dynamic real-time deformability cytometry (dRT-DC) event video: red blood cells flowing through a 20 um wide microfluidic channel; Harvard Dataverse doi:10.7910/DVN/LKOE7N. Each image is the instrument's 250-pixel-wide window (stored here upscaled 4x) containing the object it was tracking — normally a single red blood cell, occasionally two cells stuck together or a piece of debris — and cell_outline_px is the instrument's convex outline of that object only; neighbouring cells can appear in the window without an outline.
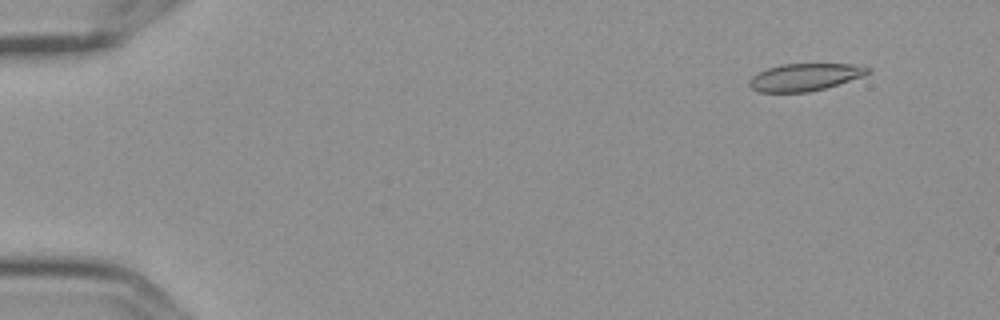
{"species": "Egyptian fruit bat (a non-hibernating species)", "species_latin": "Rousettus aegyptiacus", "temperature_condition": "cold", "stored_images_in_passage": 7, "camera_frame_rate_fps": 3000, "um_per_image_px": 0.085, "frame": {"image": 1, "passage_image": 2, "time_ms": 0.333, "image_size_px": [1000, 320], "cell_outline_px": [[872, 72], [864, 76], [824, 88], [808, 92], [760, 92], [752, 88], [748, 84], [748, 80], [756, 72], [780, 64], [852, 64], [872, 68]], "centroid_in_image_um": [68.41, 6.55], "position_along_channel_um": 16.6, "area_um2": 18.96}}
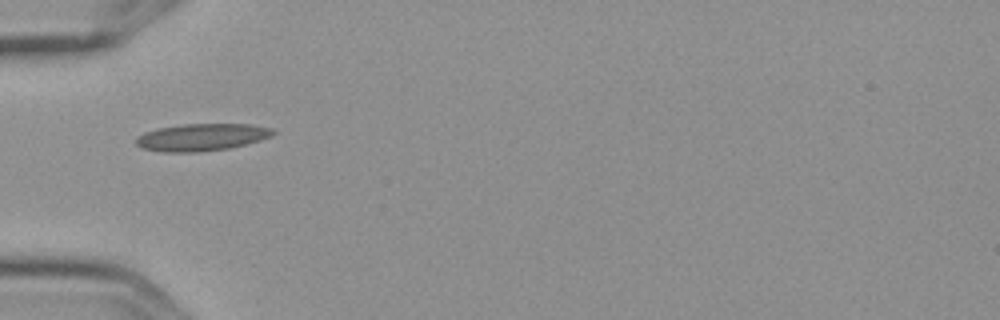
{"frame": {"image": 2, "passage_image": 6, "time_ms": 1.667, "image_size_px": [1000, 320], "cell_outline_px": [[276, 132], [272, 136], [260, 140], [228, 148], [196, 152], [164, 152], [144, 148], [136, 144], [136, 136], [144, 132], [156, 128], [180, 124], [252, 124], [272, 128]], "centroid_in_image_um": [17.13, 11.65], "position_along_channel_um": 67.9, "area_um2": 21.73}}
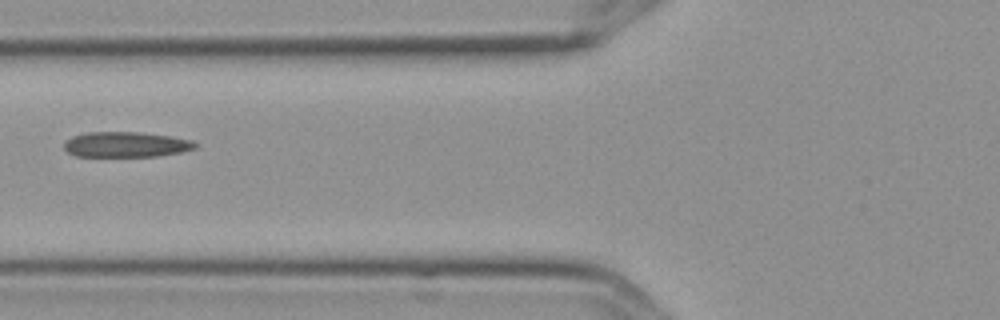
{"frame": {"image": 3, "passage_image": 7, "time_ms": 2.0, "image_size_px": [1000, 320], "cell_outline_px": [[196, 148], [180, 152], [156, 156], [76, 156], [68, 152], [64, 148], [64, 140], [72, 136], [88, 132], [140, 132], [172, 136], [192, 140], [196, 144]], "centroid_in_image_um": [10.69, 12.27], "position_along_channel_um": 115.1, "area_um2": 19.36}}